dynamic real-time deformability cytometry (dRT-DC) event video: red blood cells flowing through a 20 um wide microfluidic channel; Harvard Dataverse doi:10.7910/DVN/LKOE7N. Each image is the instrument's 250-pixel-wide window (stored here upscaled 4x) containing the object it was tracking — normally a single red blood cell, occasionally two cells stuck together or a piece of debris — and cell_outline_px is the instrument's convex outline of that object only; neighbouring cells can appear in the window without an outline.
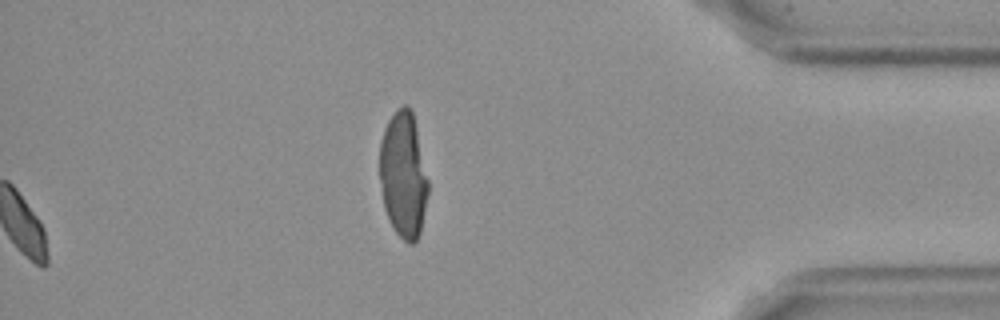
{"species": "Egyptian fruit bat (a non-hibernating species)", "species_latin": "Rousettus aegyptiacus", "temperature_condition": "cold", "stored_images_in_passage": 55, "segment_of_instrument_passage": [2, 2], "camera_frame_rate_fps": 3000, "um_per_image_px": 0.085, "frame": {"image": 1, "passage_image": 55, "time_ms": 18.0, "image_size_px": [1000, 320], "cell_outline_px": [[428, 192], [420, 232], [416, 240], [412, 244], [408, 244], [396, 232], [384, 208], [380, 180], [380, 140], [384, 128], [388, 120], [396, 108], [404, 104], [408, 104], [412, 108], [428, 180]], "centroid_in_image_um": [34.28, 14.8], "position_along_channel_um": 400.9, "area_um2": 35.55}}